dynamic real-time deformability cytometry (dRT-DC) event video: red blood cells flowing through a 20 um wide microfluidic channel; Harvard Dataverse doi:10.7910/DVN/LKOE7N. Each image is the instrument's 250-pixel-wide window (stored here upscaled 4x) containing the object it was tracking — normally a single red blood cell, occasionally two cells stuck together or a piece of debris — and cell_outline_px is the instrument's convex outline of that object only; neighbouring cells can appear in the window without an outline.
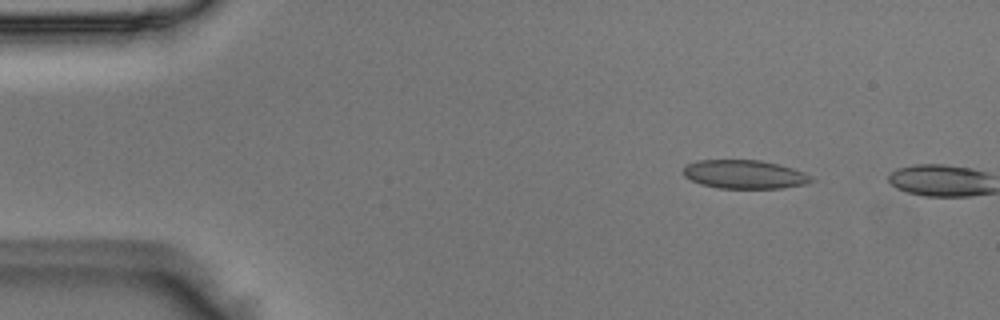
{"species": "Egyptian fruit bat (a non-hibernating species)", "species_latin": "Rousettus aegyptiacus", "temperature_condition": "room temperature", "stored_images_in_passage": 2, "camera_frame_rate_fps": 3000, "um_per_image_px": 0.085, "animal": {"sex": "male"}, "frame": {"image": 1, "passage_image": 1, "time_ms": 0.0, "image_size_px": [1000, 320], "cell_outline_px": [[816, 180], [808, 184], [780, 188], [720, 188], [700, 184], [684, 176], [684, 168], [688, 164], [696, 160], [760, 160], [780, 164], [804, 172], [812, 176]], "centroid_in_image_um": [63.34, 14.82], "position_along_channel_um": 21.7, "area_um2": 21.44}}